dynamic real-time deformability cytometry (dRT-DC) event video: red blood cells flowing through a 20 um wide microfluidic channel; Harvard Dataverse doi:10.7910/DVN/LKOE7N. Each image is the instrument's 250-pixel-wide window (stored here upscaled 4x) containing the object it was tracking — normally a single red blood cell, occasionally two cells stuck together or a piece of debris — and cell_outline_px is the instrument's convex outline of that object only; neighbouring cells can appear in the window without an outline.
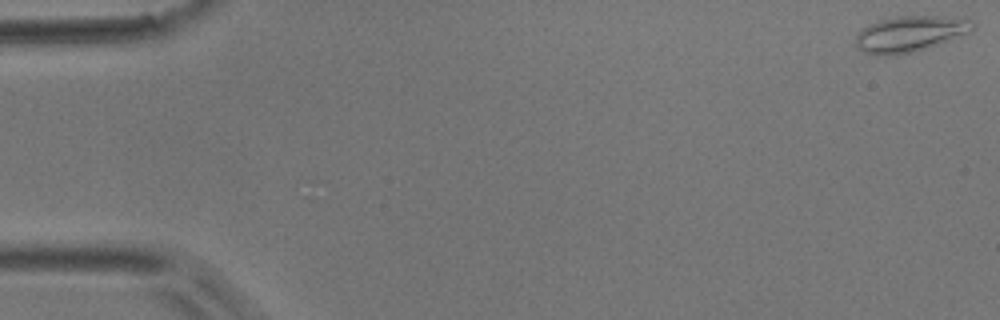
{"species": "common noctule bat (a hibernating species)", "species_latin": "Nyctalus noctula", "temperature_condition": "room temperature", "stored_images_in_passage": 52, "camera_frame_rate_fps": 3000, "um_per_image_px": 0.085, "animal": {"sex": "male", "body_mass_g": 17.9}, "frame": {"image": 1, "passage_image": 1, "time_ms": 0.0, "image_size_px": [1000, 320], "cell_outline_px": [[976, 24], [972, 32], [940, 44], [912, 52], [892, 56], [880, 56], [864, 52], [856, 44], [856, 32], [880, 20], [896, 16], [944, 16], [972, 20]], "centroid_in_image_um": [77.39, 2.88], "position_along_channel_um": 7.6, "area_um2": 24.57}}
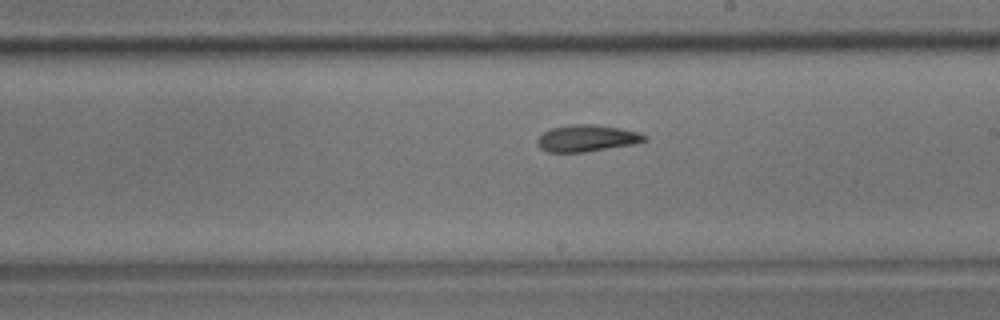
{"frame": {"image": 2, "passage_image": 30, "time_ms": 9.667, "image_size_px": [1000, 320], "cell_outline_px": [[648, 140], [636, 144], [584, 152], [548, 152], [540, 148], [536, 144], [536, 140], [544, 132], [552, 128], [568, 124], [592, 124], [620, 128], [636, 132], [648, 136]], "centroid_in_image_um": [49.89, 11.75], "position_along_channel_um": 239.1, "area_um2": 16.76}}
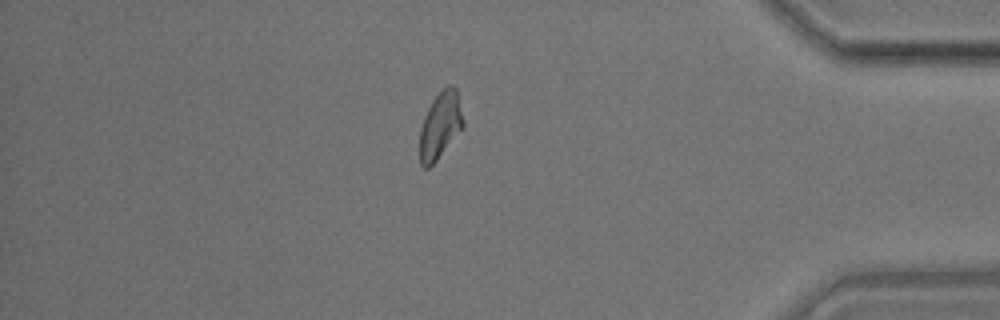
{"frame": {"image": 3, "passage_image": 45, "time_ms": 14.667, "image_size_px": [1000, 320], "cell_outline_px": [[464, 124], [436, 160], [428, 168], [424, 168], [420, 164], [420, 128], [424, 116], [432, 100], [448, 84], [452, 84], [456, 88], [464, 120]], "centroid_in_image_um": [37.4, 10.63], "position_along_channel_um": 397.8, "area_um2": 16.53}, "authors_computed_cell_mechanics": {"area_um2": 16.8776, "velocity_mm_per_s": 3.838, "shape_relaxation_time_tau1_ms": 10.6175, "shape_relaxation_time_tau2_ms": 7.2669, "deformation_change_tau1": 0.225, "deformation_change_tau2": 0.1496}}